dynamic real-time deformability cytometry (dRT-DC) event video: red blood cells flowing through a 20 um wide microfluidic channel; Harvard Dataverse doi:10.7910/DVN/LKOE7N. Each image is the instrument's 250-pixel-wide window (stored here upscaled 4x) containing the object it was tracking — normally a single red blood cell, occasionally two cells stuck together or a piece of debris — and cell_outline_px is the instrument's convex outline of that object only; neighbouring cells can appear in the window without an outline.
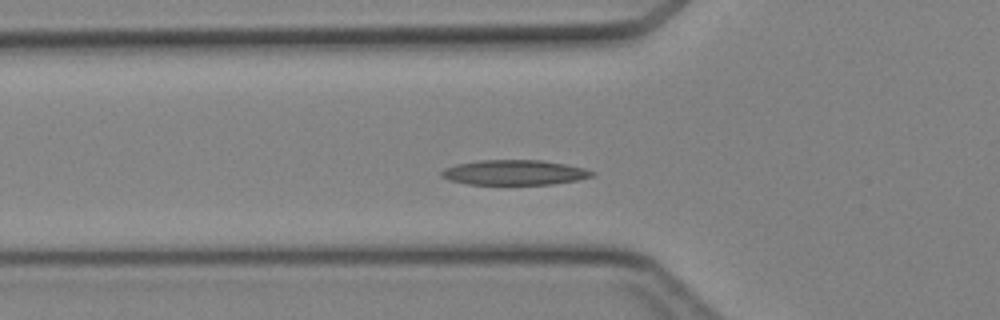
{"species": "Egyptian fruit bat (a non-hibernating species)", "species_latin": "Rousettus aegyptiacus", "temperature_condition": "cold", "stored_images_in_passage": 43, "camera_frame_rate_fps": 3000, "um_per_image_px": 0.085, "animal": {"sex": "female"}, "frame": {"image": 1, "passage_image": 12, "time_ms": 3.667, "image_size_px": [1000, 320], "cell_outline_px": [[596, 176], [580, 180], [552, 184], [468, 184], [452, 180], [440, 176], [440, 172], [444, 168], [456, 164], [480, 160], [544, 160], [584, 168], [596, 172]], "centroid_in_image_um": [43.78, 14.66], "position_along_channel_um": 82.0, "area_um2": 22.02}}
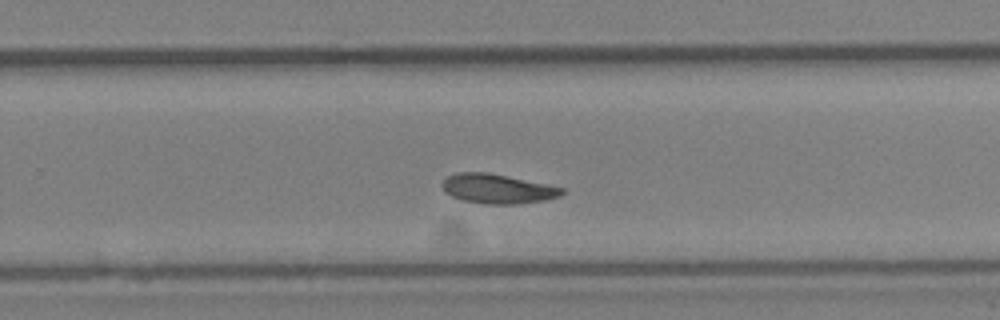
{"frame": {"image": 2, "passage_image": 26, "time_ms": 8.333, "image_size_px": [1000, 320], "cell_outline_px": [[564, 192], [560, 196], [548, 200], [516, 204], [484, 204], [460, 200], [444, 192], [440, 184], [448, 176], [456, 172], [488, 172], [564, 188]], "centroid_in_image_um": [42.25, 16.05], "position_along_channel_um": 287.5, "area_um2": 20.69}}
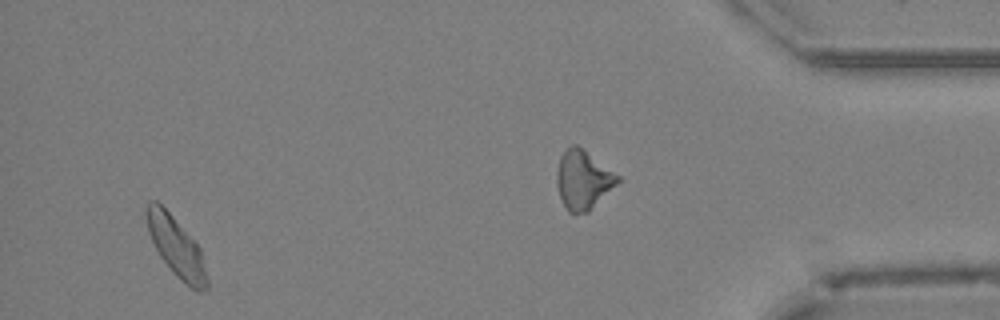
{"frame": {"image": 3, "passage_image": 40, "time_ms": 13.0, "image_size_px": [1000, 320], "cell_outline_px": [[208, 288], [204, 292], [196, 292], [184, 284], [172, 272], [160, 256], [148, 232], [144, 212], [148, 200], [156, 200], [172, 216], [200, 248], [208, 280]], "centroid_in_image_um": [14.97, 21.02], "position_along_channel_um": 420.2, "area_um2": 21.04}}